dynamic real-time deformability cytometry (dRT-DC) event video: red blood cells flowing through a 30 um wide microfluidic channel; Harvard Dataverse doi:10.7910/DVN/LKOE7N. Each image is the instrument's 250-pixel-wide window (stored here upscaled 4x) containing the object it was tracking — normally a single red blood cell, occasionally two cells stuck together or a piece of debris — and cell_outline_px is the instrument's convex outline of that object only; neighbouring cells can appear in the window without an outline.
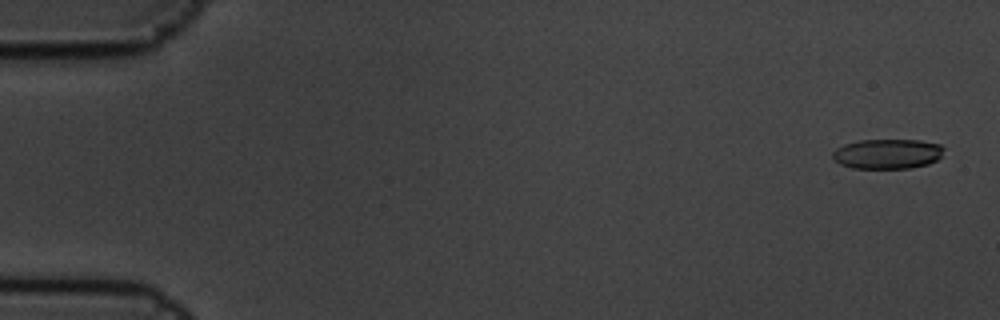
{"species": "common noctule bat (a hibernating species)", "species_latin": "Nyctalus noctula", "temperature_condition": "cold", "stored_images_in_passage": 5, "camera_frame_rate_fps": 3000, "um_per_image_px": 0.085, "animal": {"sex": "male", "body_mass_g": 19.5, "forearm_length_mm": 54.6}, "frame": {"image": 1, "passage_image": 1, "time_ms": 0.0, "image_size_px": [1000, 320], "cell_outline_px": [[944, 148], [940, 156], [936, 160], [928, 164], [912, 168], [852, 168], [840, 164], [832, 160], [832, 152], [836, 148], [844, 144], [860, 140], [920, 140], [940, 144]], "centroid_in_image_um": [75.4, 13.08], "position_along_channel_um": 9.6, "area_um2": 19.48}}
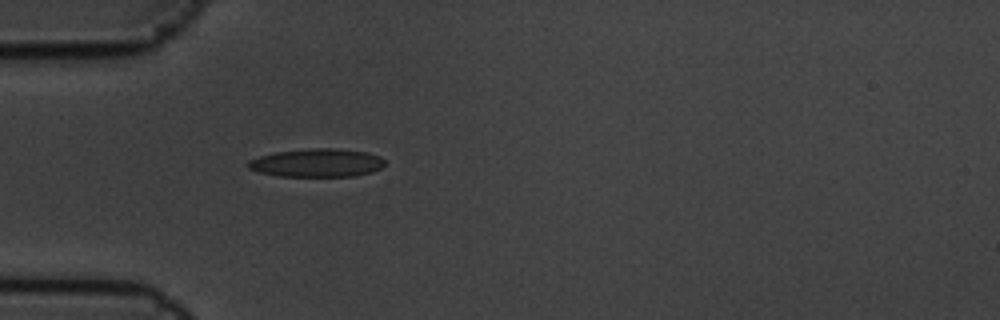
{"frame": {"image": 2, "passage_image": 5, "time_ms": 1.333, "image_size_px": [1000, 320], "cell_outline_px": [[384, 164], [380, 168], [372, 172], [352, 176], [280, 176], [260, 172], [248, 168], [244, 164], [248, 160], [260, 156], [276, 152], [312, 148], [336, 148], [368, 152], [380, 156], [384, 160]], "centroid_in_image_um": [26.93, 13.83], "position_along_channel_um": 58.1, "area_um2": 22.54}}